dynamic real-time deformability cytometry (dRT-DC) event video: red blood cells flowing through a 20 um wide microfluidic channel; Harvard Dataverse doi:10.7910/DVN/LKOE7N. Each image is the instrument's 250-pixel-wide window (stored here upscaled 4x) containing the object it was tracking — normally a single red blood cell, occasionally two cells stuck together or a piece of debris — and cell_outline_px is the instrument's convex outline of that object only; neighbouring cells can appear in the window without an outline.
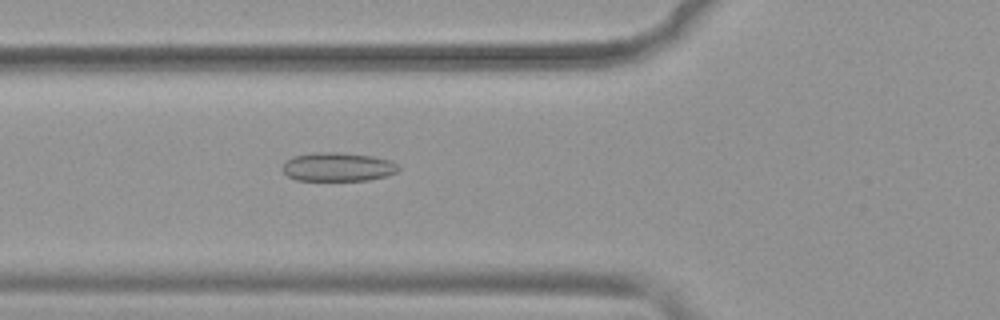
{"species": "common noctule bat (a hibernating species)", "species_latin": "Nyctalus noctula", "temperature_condition": "warm", "stored_images_in_passage": 51, "camera_frame_rate_fps": 3000, "um_per_image_px": 0.085, "animal": {"sex": "female", "body_mass_g": 19.9}, "frame": {"image": 1, "passage_image": 19, "time_ms": 6.0, "image_size_px": [1000, 320], "cell_outline_px": [[400, 168], [396, 172], [388, 176], [368, 180], [296, 180], [288, 176], [284, 172], [284, 160], [292, 156], [312, 152], [340, 152], [372, 156], [392, 160]], "centroid_in_image_um": [28.72, 14.17], "position_along_channel_um": 97.1, "area_um2": 19.59}}
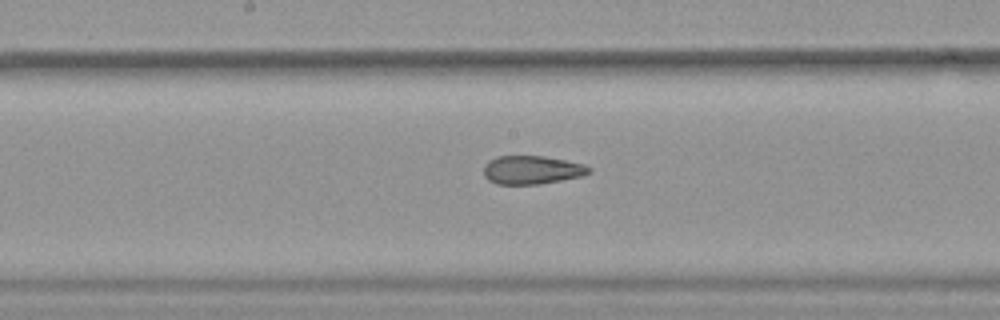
{"frame": {"image": 2, "passage_image": 27, "time_ms": 8.667, "image_size_px": [1000, 320], "cell_outline_px": [[592, 172], [584, 176], [540, 184], [496, 184], [488, 180], [484, 176], [484, 164], [488, 160], [496, 156], [544, 156], [584, 164], [592, 168]], "centroid_in_image_um": [45.22, 14.44], "position_along_channel_um": 203.0, "area_um2": 17.69}}
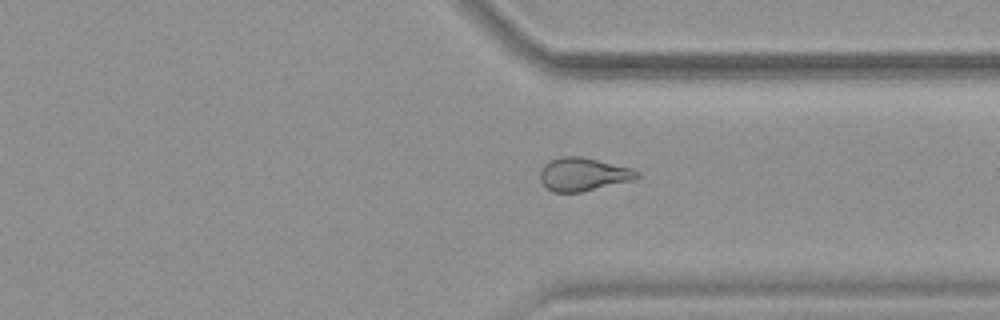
{"frame": {"image": 3, "passage_image": 39, "time_ms": 12.667, "image_size_px": [1000, 320], "cell_outline_px": [[640, 176], [632, 180], [580, 192], [552, 192], [540, 180], [540, 168], [548, 160], [560, 156], [580, 156], [632, 168], [640, 172]], "centroid_in_image_um": [49.54, 14.8], "position_along_channel_um": 361.9, "area_um2": 18.73}, "authors_computed_cell_mechanics": {"area_um2": 20.2878, "velocity_mm_per_s": 3.9726, "shape_relaxation_time_tau1_ms": null, "shape_relaxation_time_tau2_ms": 2.8174, "deformation_change_tau1": null, "deformation_change_tau2": 0.0973}}